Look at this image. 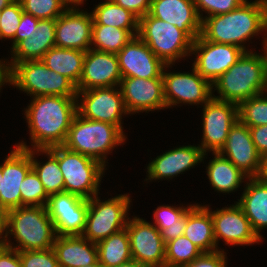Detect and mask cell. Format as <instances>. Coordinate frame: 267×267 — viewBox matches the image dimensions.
<instances>
[{
	"instance_id": "1",
	"label": "cell",
	"mask_w": 267,
	"mask_h": 267,
	"mask_svg": "<svg viewBox=\"0 0 267 267\" xmlns=\"http://www.w3.org/2000/svg\"><path fill=\"white\" fill-rule=\"evenodd\" d=\"M77 96H37L25 110L31 149H48L65 143L77 114Z\"/></svg>"
},
{
	"instance_id": "2",
	"label": "cell",
	"mask_w": 267,
	"mask_h": 267,
	"mask_svg": "<svg viewBox=\"0 0 267 267\" xmlns=\"http://www.w3.org/2000/svg\"><path fill=\"white\" fill-rule=\"evenodd\" d=\"M267 31V0L242 3L238 8L221 15L202 17L200 36L210 42L242 45L256 34Z\"/></svg>"
},
{
	"instance_id": "3",
	"label": "cell",
	"mask_w": 267,
	"mask_h": 267,
	"mask_svg": "<svg viewBox=\"0 0 267 267\" xmlns=\"http://www.w3.org/2000/svg\"><path fill=\"white\" fill-rule=\"evenodd\" d=\"M263 54L259 55L253 51L244 52L238 61L212 84L220 94L212 97L239 105L251 97L266 94L267 50L265 47Z\"/></svg>"
},
{
	"instance_id": "4",
	"label": "cell",
	"mask_w": 267,
	"mask_h": 267,
	"mask_svg": "<svg viewBox=\"0 0 267 267\" xmlns=\"http://www.w3.org/2000/svg\"><path fill=\"white\" fill-rule=\"evenodd\" d=\"M7 234L15 237L18 245L10 241L7 247L17 251L53 248L56 233L46 206H21L7 214ZM13 245V247H12Z\"/></svg>"
},
{
	"instance_id": "5",
	"label": "cell",
	"mask_w": 267,
	"mask_h": 267,
	"mask_svg": "<svg viewBox=\"0 0 267 267\" xmlns=\"http://www.w3.org/2000/svg\"><path fill=\"white\" fill-rule=\"evenodd\" d=\"M123 133L116 125L88 120L77 113L63 146L106 166V154L125 141Z\"/></svg>"
},
{
	"instance_id": "6",
	"label": "cell",
	"mask_w": 267,
	"mask_h": 267,
	"mask_svg": "<svg viewBox=\"0 0 267 267\" xmlns=\"http://www.w3.org/2000/svg\"><path fill=\"white\" fill-rule=\"evenodd\" d=\"M8 84L37 96H77L76 85L66 76L49 69L42 60L13 64L7 70Z\"/></svg>"
},
{
	"instance_id": "7",
	"label": "cell",
	"mask_w": 267,
	"mask_h": 267,
	"mask_svg": "<svg viewBox=\"0 0 267 267\" xmlns=\"http://www.w3.org/2000/svg\"><path fill=\"white\" fill-rule=\"evenodd\" d=\"M47 150L58 160L64 179V192L87 200L98 195L101 177L105 171L104 165L63 145Z\"/></svg>"
},
{
	"instance_id": "8",
	"label": "cell",
	"mask_w": 267,
	"mask_h": 267,
	"mask_svg": "<svg viewBox=\"0 0 267 267\" xmlns=\"http://www.w3.org/2000/svg\"><path fill=\"white\" fill-rule=\"evenodd\" d=\"M137 36L165 64L191 54L193 40L184 31L149 13L139 19Z\"/></svg>"
},
{
	"instance_id": "9",
	"label": "cell",
	"mask_w": 267,
	"mask_h": 267,
	"mask_svg": "<svg viewBox=\"0 0 267 267\" xmlns=\"http://www.w3.org/2000/svg\"><path fill=\"white\" fill-rule=\"evenodd\" d=\"M93 196L88 200L85 229L82 236L93 243L126 228L127 211L131 199L127 194L119 195L104 202Z\"/></svg>"
},
{
	"instance_id": "10",
	"label": "cell",
	"mask_w": 267,
	"mask_h": 267,
	"mask_svg": "<svg viewBox=\"0 0 267 267\" xmlns=\"http://www.w3.org/2000/svg\"><path fill=\"white\" fill-rule=\"evenodd\" d=\"M77 113L85 119L116 125L122 132V114H129L125 108L120 88L101 87L77 90Z\"/></svg>"
},
{
	"instance_id": "11",
	"label": "cell",
	"mask_w": 267,
	"mask_h": 267,
	"mask_svg": "<svg viewBox=\"0 0 267 267\" xmlns=\"http://www.w3.org/2000/svg\"><path fill=\"white\" fill-rule=\"evenodd\" d=\"M244 52L238 46L210 42L199 35L193 41L191 49V54L196 53L193 67L212 85Z\"/></svg>"
},
{
	"instance_id": "12",
	"label": "cell",
	"mask_w": 267,
	"mask_h": 267,
	"mask_svg": "<svg viewBox=\"0 0 267 267\" xmlns=\"http://www.w3.org/2000/svg\"><path fill=\"white\" fill-rule=\"evenodd\" d=\"M56 236L82 235L88 200L69 192L49 195L46 205Z\"/></svg>"
},
{
	"instance_id": "13",
	"label": "cell",
	"mask_w": 267,
	"mask_h": 267,
	"mask_svg": "<svg viewBox=\"0 0 267 267\" xmlns=\"http://www.w3.org/2000/svg\"><path fill=\"white\" fill-rule=\"evenodd\" d=\"M203 107V138L200 147L204 153H218L231 127L239 119L238 105L212 97Z\"/></svg>"
},
{
	"instance_id": "14",
	"label": "cell",
	"mask_w": 267,
	"mask_h": 267,
	"mask_svg": "<svg viewBox=\"0 0 267 267\" xmlns=\"http://www.w3.org/2000/svg\"><path fill=\"white\" fill-rule=\"evenodd\" d=\"M218 153L249 178L263 176L264 159L256 150L249 127L239 119L231 127L226 142Z\"/></svg>"
},
{
	"instance_id": "15",
	"label": "cell",
	"mask_w": 267,
	"mask_h": 267,
	"mask_svg": "<svg viewBox=\"0 0 267 267\" xmlns=\"http://www.w3.org/2000/svg\"><path fill=\"white\" fill-rule=\"evenodd\" d=\"M167 108L179 103H207L212 98V85L194 67L192 73H162Z\"/></svg>"
},
{
	"instance_id": "16",
	"label": "cell",
	"mask_w": 267,
	"mask_h": 267,
	"mask_svg": "<svg viewBox=\"0 0 267 267\" xmlns=\"http://www.w3.org/2000/svg\"><path fill=\"white\" fill-rule=\"evenodd\" d=\"M126 229L134 260L149 267H165V242L154 225L135 216L128 219Z\"/></svg>"
},
{
	"instance_id": "17",
	"label": "cell",
	"mask_w": 267,
	"mask_h": 267,
	"mask_svg": "<svg viewBox=\"0 0 267 267\" xmlns=\"http://www.w3.org/2000/svg\"><path fill=\"white\" fill-rule=\"evenodd\" d=\"M31 169L29 146L17 143L2 164L0 207L7 211L21 207L20 184Z\"/></svg>"
},
{
	"instance_id": "18",
	"label": "cell",
	"mask_w": 267,
	"mask_h": 267,
	"mask_svg": "<svg viewBox=\"0 0 267 267\" xmlns=\"http://www.w3.org/2000/svg\"><path fill=\"white\" fill-rule=\"evenodd\" d=\"M122 78H163L165 64L138 36L132 39L116 54Z\"/></svg>"
},
{
	"instance_id": "19",
	"label": "cell",
	"mask_w": 267,
	"mask_h": 267,
	"mask_svg": "<svg viewBox=\"0 0 267 267\" xmlns=\"http://www.w3.org/2000/svg\"><path fill=\"white\" fill-rule=\"evenodd\" d=\"M119 87L129 114L167 108L163 78H122Z\"/></svg>"
},
{
	"instance_id": "20",
	"label": "cell",
	"mask_w": 267,
	"mask_h": 267,
	"mask_svg": "<svg viewBox=\"0 0 267 267\" xmlns=\"http://www.w3.org/2000/svg\"><path fill=\"white\" fill-rule=\"evenodd\" d=\"M92 13L67 8L57 19L55 26V46L66 49H91Z\"/></svg>"
},
{
	"instance_id": "21",
	"label": "cell",
	"mask_w": 267,
	"mask_h": 267,
	"mask_svg": "<svg viewBox=\"0 0 267 267\" xmlns=\"http://www.w3.org/2000/svg\"><path fill=\"white\" fill-rule=\"evenodd\" d=\"M210 213L217 246L220 238L230 245H252L262 240L253 231L250 221L237 203L213 212L210 210Z\"/></svg>"
},
{
	"instance_id": "22",
	"label": "cell",
	"mask_w": 267,
	"mask_h": 267,
	"mask_svg": "<svg viewBox=\"0 0 267 267\" xmlns=\"http://www.w3.org/2000/svg\"><path fill=\"white\" fill-rule=\"evenodd\" d=\"M122 75L117 55L93 49L86 51L77 90L119 87Z\"/></svg>"
},
{
	"instance_id": "23",
	"label": "cell",
	"mask_w": 267,
	"mask_h": 267,
	"mask_svg": "<svg viewBox=\"0 0 267 267\" xmlns=\"http://www.w3.org/2000/svg\"><path fill=\"white\" fill-rule=\"evenodd\" d=\"M149 14L175 25L193 41L201 33V19L194 0H151Z\"/></svg>"
},
{
	"instance_id": "24",
	"label": "cell",
	"mask_w": 267,
	"mask_h": 267,
	"mask_svg": "<svg viewBox=\"0 0 267 267\" xmlns=\"http://www.w3.org/2000/svg\"><path fill=\"white\" fill-rule=\"evenodd\" d=\"M206 154L199 146H182L157 156L147 166L148 179L157 180L171 178L182 174L203 161Z\"/></svg>"
},
{
	"instance_id": "25",
	"label": "cell",
	"mask_w": 267,
	"mask_h": 267,
	"mask_svg": "<svg viewBox=\"0 0 267 267\" xmlns=\"http://www.w3.org/2000/svg\"><path fill=\"white\" fill-rule=\"evenodd\" d=\"M55 26V19L39 20L34 33L12 48V60L6 64V69L22 61L41 60L44 54L55 46Z\"/></svg>"
},
{
	"instance_id": "26",
	"label": "cell",
	"mask_w": 267,
	"mask_h": 267,
	"mask_svg": "<svg viewBox=\"0 0 267 267\" xmlns=\"http://www.w3.org/2000/svg\"><path fill=\"white\" fill-rule=\"evenodd\" d=\"M240 200L236 202L250 221L253 231L262 239L260 231L267 228V178H248Z\"/></svg>"
},
{
	"instance_id": "27",
	"label": "cell",
	"mask_w": 267,
	"mask_h": 267,
	"mask_svg": "<svg viewBox=\"0 0 267 267\" xmlns=\"http://www.w3.org/2000/svg\"><path fill=\"white\" fill-rule=\"evenodd\" d=\"M53 249L59 267L89 266L98 261L96 243L82 235L56 236Z\"/></svg>"
},
{
	"instance_id": "28",
	"label": "cell",
	"mask_w": 267,
	"mask_h": 267,
	"mask_svg": "<svg viewBox=\"0 0 267 267\" xmlns=\"http://www.w3.org/2000/svg\"><path fill=\"white\" fill-rule=\"evenodd\" d=\"M184 236L203 252H214L219 248L214 238L213 219L207 206L192 205L186 212Z\"/></svg>"
},
{
	"instance_id": "29",
	"label": "cell",
	"mask_w": 267,
	"mask_h": 267,
	"mask_svg": "<svg viewBox=\"0 0 267 267\" xmlns=\"http://www.w3.org/2000/svg\"><path fill=\"white\" fill-rule=\"evenodd\" d=\"M85 53L82 50L54 46L41 60L49 69L66 76L77 86L82 74Z\"/></svg>"
},
{
	"instance_id": "30",
	"label": "cell",
	"mask_w": 267,
	"mask_h": 267,
	"mask_svg": "<svg viewBox=\"0 0 267 267\" xmlns=\"http://www.w3.org/2000/svg\"><path fill=\"white\" fill-rule=\"evenodd\" d=\"M214 158L208 163L207 176L213 189L218 192L231 193L240 187L244 178L249 177L238 169L230 160L213 153Z\"/></svg>"
},
{
	"instance_id": "31",
	"label": "cell",
	"mask_w": 267,
	"mask_h": 267,
	"mask_svg": "<svg viewBox=\"0 0 267 267\" xmlns=\"http://www.w3.org/2000/svg\"><path fill=\"white\" fill-rule=\"evenodd\" d=\"M98 261L104 267H113L130 261L132 258L130 238L126 228L96 243Z\"/></svg>"
},
{
	"instance_id": "32",
	"label": "cell",
	"mask_w": 267,
	"mask_h": 267,
	"mask_svg": "<svg viewBox=\"0 0 267 267\" xmlns=\"http://www.w3.org/2000/svg\"><path fill=\"white\" fill-rule=\"evenodd\" d=\"M91 13L93 25L115 26L128 30L133 36L138 34L139 19L112 0H106V2L96 5Z\"/></svg>"
},
{
	"instance_id": "33",
	"label": "cell",
	"mask_w": 267,
	"mask_h": 267,
	"mask_svg": "<svg viewBox=\"0 0 267 267\" xmlns=\"http://www.w3.org/2000/svg\"><path fill=\"white\" fill-rule=\"evenodd\" d=\"M189 207L159 206L154 212V226L161 232L166 243L184 235L186 226V212Z\"/></svg>"
},
{
	"instance_id": "34",
	"label": "cell",
	"mask_w": 267,
	"mask_h": 267,
	"mask_svg": "<svg viewBox=\"0 0 267 267\" xmlns=\"http://www.w3.org/2000/svg\"><path fill=\"white\" fill-rule=\"evenodd\" d=\"M40 151L48 156L44 164L38 163L34 158L35 152ZM30 149L32 168L37 173L48 195L64 192V179L60 170L58 160L47 149ZM42 164V165H41Z\"/></svg>"
},
{
	"instance_id": "35",
	"label": "cell",
	"mask_w": 267,
	"mask_h": 267,
	"mask_svg": "<svg viewBox=\"0 0 267 267\" xmlns=\"http://www.w3.org/2000/svg\"><path fill=\"white\" fill-rule=\"evenodd\" d=\"M134 37L128 30L115 26L93 25L91 47L93 50L117 54Z\"/></svg>"
},
{
	"instance_id": "36",
	"label": "cell",
	"mask_w": 267,
	"mask_h": 267,
	"mask_svg": "<svg viewBox=\"0 0 267 267\" xmlns=\"http://www.w3.org/2000/svg\"><path fill=\"white\" fill-rule=\"evenodd\" d=\"M203 251L184 235L165 243V267H183L192 263Z\"/></svg>"
},
{
	"instance_id": "37",
	"label": "cell",
	"mask_w": 267,
	"mask_h": 267,
	"mask_svg": "<svg viewBox=\"0 0 267 267\" xmlns=\"http://www.w3.org/2000/svg\"><path fill=\"white\" fill-rule=\"evenodd\" d=\"M259 94L238 105L239 120L248 127L267 125V96Z\"/></svg>"
},
{
	"instance_id": "38",
	"label": "cell",
	"mask_w": 267,
	"mask_h": 267,
	"mask_svg": "<svg viewBox=\"0 0 267 267\" xmlns=\"http://www.w3.org/2000/svg\"><path fill=\"white\" fill-rule=\"evenodd\" d=\"M21 206H46L49 195L32 168L20 184Z\"/></svg>"
},
{
	"instance_id": "39",
	"label": "cell",
	"mask_w": 267,
	"mask_h": 267,
	"mask_svg": "<svg viewBox=\"0 0 267 267\" xmlns=\"http://www.w3.org/2000/svg\"><path fill=\"white\" fill-rule=\"evenodd\" d=\"M25 13L38 19H57L67 8L58 0H19Z\"/></svg>"
},
{
	"instance_id": "40",
	"label": "cell",
	"mask_w": 267,
	"mask_h": 267,
	"mask_svg": "<svg viewBox=\"0 0 267 267\" xmlns=\"http://www.w3.org/2000/svg\"><path fill=\"white\" fill-rule=\"evenodd\" d=\"M23 9L19 0H14L0 12V39H14L20 24Z\"/></svg>"
},
{
	"instance_id": "41",
	"label": "cell",
	"mask_w": 267,
	"mask_h": 267,
	"mask_svg": "<svg viewBox=\"0 0 267 267\" xmlns=\"http://www.w3.org/2000/svg\"><path fill=\"white\" fill-rule=\"evenodd\" d=\"M18 252L22 267H59L53 248Z\"/></svg>"
},
{
	"instance_id": "42",
	"label": "cell",
	"mask_w": 267,
	"mask_h": 267,
	"mask_svg": "<svg viewBox=\"0 0 267 267\" xmlns=\"http://www.w3.org/2000/svg\"><path fill=\"white\" fill-rule=\"evenodd\" d=\"M245 1L246 0H194V4L202 21L203 14H200V9L208 13L206 17H211L214 15L226 14L238 8Z\"/></svg>"
},
{
	"instance_id": "43",
	"label": "cell",
	"mask_w": 267,
	"mask_h": 267,
	"mask_svg": "<svg viewBox=\"0 0 267 267\" xmlns=\"http://www.w3.org/2000/svg\"><path fill=\"white\" fill-rule=\"evenodd\" d=\"M226 253L223 250L203 252L192 263L183 267H226Z\"/></svg>"
},
{
	"instance_id": "44",
	"label": "cell",
	"mask_w": 267,
	"mask_h": 267,
	"mask_svg": "<svg viewBox=\"0 0 267 267\" xmlns=\"http://www.w3.org/2000/svg\"><path fill=\"white\" fill-rule=\"evenodd\" d=\"M40 19L33 17L31 14L23 11L20 24L17 28L15 38L13 39L12 48L21 40L29 38L35 31Z\"/></svg>"
},
{
	"instance_id": "45",
	"label": "cell",
	"mask_w": 267,
	"mask_h": 267,
	"mask_svg": "<svg viewBox=\"0 0 267 267\" xmlns=\"http://www.w3.org/2000/svg\"><path fill=\"white\" fill-rule=\"evenodd\" d=\"M122 8L130 11L138 19L149 13L151 0H112Z\"/></svg>"
},
{
	"instance_id": "46",
	"label": "cell",
	"mask_w": 267,
	"mask_h": 267,
	"mask_svg": "<svg viewBox=\"0 0 267 267\" xmlns=\"http://www.w3.org/2000/svg\"><path fill=\"white\" fill-rule=\"evenodd\" d=\"M257 152L265 159L267 157V125L249 127Z\"/></svg>"
},
{
	"instance_id": "47",
	"label": "cell",
	"mask_w": 267,
	"mask_h": 267,
	"mask_svg": "<svg viewBox=\"0 0 267 267\" xmlns=\"http://www.w3.org/2000/svg\"><path fill=\"white\" fill-rule=\"evenodd\" d=\"M0 267H22L19 252L13 248H0Z\"/></svg>"
},
{
	"instance_id": "48",
	"label": "cell",
	"mask_w": 267,
	"mask_h": 267,
	"mask_svg": "<svg viewBox=\"0 0 267 267\" xmlns=\"http://www.w3.org/2000/svg\"><path fill=\"white\" fill-rule=\"evenodd\" d=\"M7 214L8 211L0 207V248H5L8 245L9 240L7 234ZM5 232V236H2ZM3 237V238H2Z\"/></svg>"
},
{
	"instance_id": "49",
	"label": "cell",
	"mask_w": 267,
	"mask_h": 267,
	"mask_svg": "<svg viewBox=\"0 0 267 267\" xmlns=\"http://www.w3.org/2000/svg\"><path fill=\"white\" fill-rule=\"evenodd\" d=\"M5 61L0 60V88L5 84L8 83L7 79V69L4 63ZM4 63V64H3ZM1 90V89H0Z\"/></svg>"
},
{
	"instance_id": "50",
	"label": "cell",
	"mask_w": 267,
	"mask_h": 267,
	"mask_svg": "<svg viewBox=\"0 0 267 267\" xmlns=\"http://www.w3.org/2000/svg\"><path fill=\"white\" fill-rule=\"evenodd\" d=\"M113 267H149L147 265H144L140 262H138L137 260L131 259L130 261L117 265V266H113Z\"/></svg>"
},
{
	"instance_id": "51",
	"label": "cell",
	"mask_w": 267,
	"mask_h": 267,
	"mask_svg": "<svg viewBox=\"0 0 267 267\" xmlns=\"http://www.w3.org/2000/svg\"><path fill=\"white\" fill-rule=\"evenodd\" d=\"M58 1H60L66 8H74V7L79 6L80 4H82L84 2V0H58ZM69 4L72 7H68ZM72 4L76 5V6H73Z\"/></svg>"
},
{
	"instance_id": "52",
	"label": "cell",
	"mask_w": 267,
	"mask_h": 267,
	"mask_svg": "<svg viewBox=\"0 0 267 267\" xmlns=\"http://www.w3.org/2000/svg\"><path fill=\"white\" fill-rule=\"evenodd\" d=\"M14 0H0V12Z\"/></svg>"
},
{
	"instance_id": "53",
	"label": "cell",
	"mask_w": 267,
	"mask_h": 267,
	"mask_svg": "<svg viewBox=\"0 0 267 267\" xmlns=\"http://www.w3.org/2000/svg\"><path fill=\"white\" fill-rule=\"evenodd\" d=\"M263 177L267 178V157L264 159V173Z\"/></svg>"
},
{
	"instance_id": "54",
	"label": "cell",
	"mask_w": 267,
	"mask_h": 267,
	"mask_svg": "<svg viewBox=\"0 0 267 267\" xmlns=\"http://www.w3.org/2000/svg\"><path fill=\"white\" fill-rule=\"evenodd\" d=\"M80 267H104L99 261L95 262L92 265L89 266H80Z\"/></svg>"
},
{
	"instance_id": "55",
	"label": "cell",
	"mask_w": 267,
	"mask_h": 267,
	"mask_svg": "<svg viewBox=\"0 0 267 267\" xmlns=\"http://www.w3.org/2000/svg\"><path fill=\"white\" fill-rule=\"evenodd\" d=\"M262 43H264V46L263 47H265L266 50H267V37L266 38L264 37V40H263Z\"/></svg>"
},
{
	"instance_id": "56",
	"label": "cell",
	"mask_w": 267,
	"mask_h": 267,
	"mask_svg": "<svg viewBox=\"0 0 267 267\" xmlns=\"http://www.w3.org/2000/svg\"><path fill=\"white\" fill-rule=\"evenodd\" d=\"M2 165H0V190H1Z\"/></svg>"
}]
</instances>
